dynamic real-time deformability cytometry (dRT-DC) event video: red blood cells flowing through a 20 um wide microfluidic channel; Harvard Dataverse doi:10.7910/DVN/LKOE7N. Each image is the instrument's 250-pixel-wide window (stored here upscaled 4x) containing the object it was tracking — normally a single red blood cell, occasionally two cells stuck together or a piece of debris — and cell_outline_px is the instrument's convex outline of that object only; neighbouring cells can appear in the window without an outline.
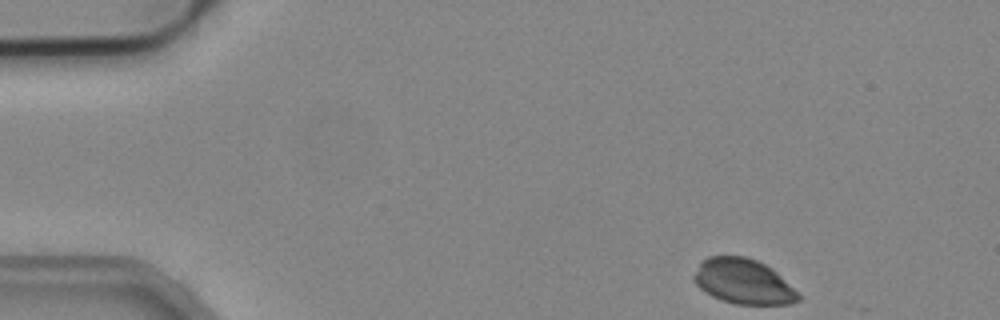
{"species": "common noctule bat (a hibernating species)", "species_latin": "Nyctalus noctula", "temperature_condition": "cold", "stored_images_in_passage": 47, "camera_frame_rate_fps": 3000, "um_per_image_px": 0.085, "animal": {"sex": "male", "body_mass_g": 19.2, "forearm_length_mm": 51.8}, "frame": {"image": 1, "passage_image": 1, "time_ms": 0.0, "image_size_px": [1000, 320], "cell_outline_px": [[800, 300], [788, 304], [736, 304], [712, 296], [704, 292], [692, 280], [692, 276], [700, 260], [708, 256], [744, 256], [756, 260], [772, 268], [800, 296]], "centroid_in_image_um": [63.11, 23.91], "position_along_channel_um": 21.9, "area_um2": 27.28}}
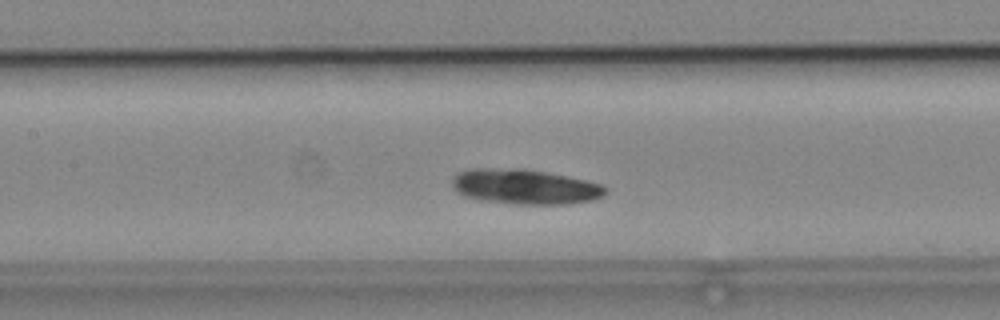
{"frame": {"image": 2, "passage_image": 19, "time_ms": 6.0, "image_size_px": [1000, 320], "cell_outline_px": [[608, 192], [592, 200], [568, 204], [520, 204], [484, 200], [464, 196], [456, 192], [452, 188], [452, 180], [460, 172], [468, 168], [524, 168], [568, 176], [600, 184], [608, 188]], "centroid_in_image_um": [44.6, 15.86], "position_along_channel_um": 162.8, "area_um2": 31.27}}
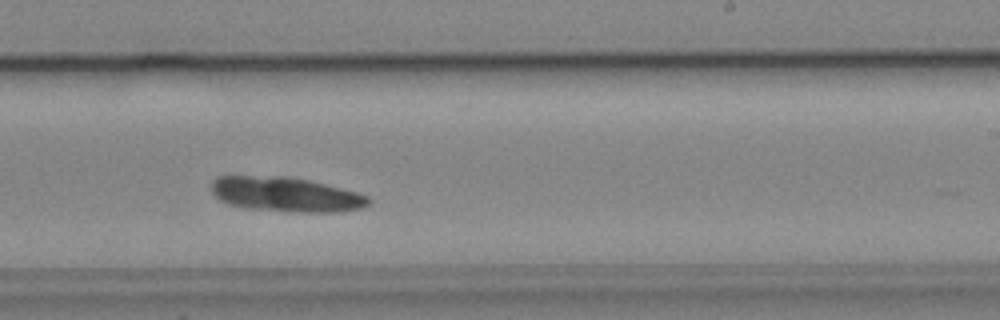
{"frame": {"image": 3, "passage_image": 27, "time_ms": 8.667, "image_size_px": [1000, 320], "cell_outline_px": [[372, 200], [368, 204], [360, 208], [340, 212], [300, 212], [244, 208], [228, 204], [220, 200], [212, 192], [212, 180], [216, 176], [288, 176], [308, 180], [356, 192], [368, 196]], "centroid_in_image_um": [24.27, 16.53], "position_along_channel_um": 264.7, "area_um2": 31.67}, "authors_computed_cell_mechanics": {"area_um2": 28.9578, "velocity_mm_per_s": 3.8566, "shape_relaxation_time_tau1_ms": 0.9396, "shape_relaxation_time_tau2_ms": null, "deformation_change_tau1": null, "deformation_change_tau2": null}}